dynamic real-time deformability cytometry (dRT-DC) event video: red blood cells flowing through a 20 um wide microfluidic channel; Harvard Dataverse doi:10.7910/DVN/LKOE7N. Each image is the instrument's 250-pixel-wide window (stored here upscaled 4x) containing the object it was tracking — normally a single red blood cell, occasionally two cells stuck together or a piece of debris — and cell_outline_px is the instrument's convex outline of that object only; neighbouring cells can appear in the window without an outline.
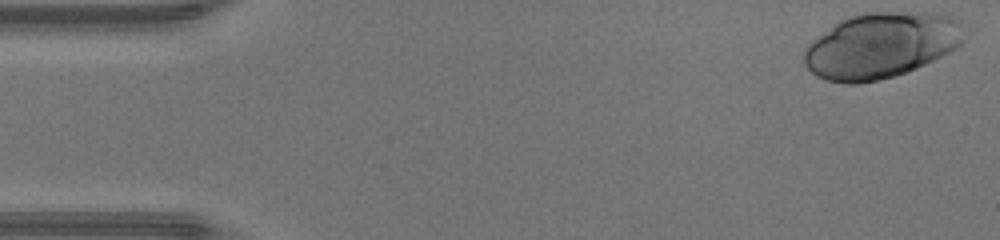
{"species": "human", "species_latin": "Homo sapiens", "temperature_condition": "warm", "stored_images_in_passage": 45, "camera_frame_rate_fps": 3000, "um_per_image_px": 0.085, "donor": {"sex": "male"}, "frame": {"image": 1, "passage_image": 1, "time_ms": 0.0, "image_size_px": [1000, 240], "cell_outline_px": [[960, 44], [956, 48], [916, 68], [892, 76], [860, 84], [844, 84], [828, 80], [816, 76], [804, 64], [804, 48], [816, 36], [840, 20], [848, 16], [864, 12], [928, 12], [952, 16], [960, 20]], "centroid_in_image_um": [74.82, 3.85], "position_along_channel_um": 10.2, "area_um2": 60.92}}
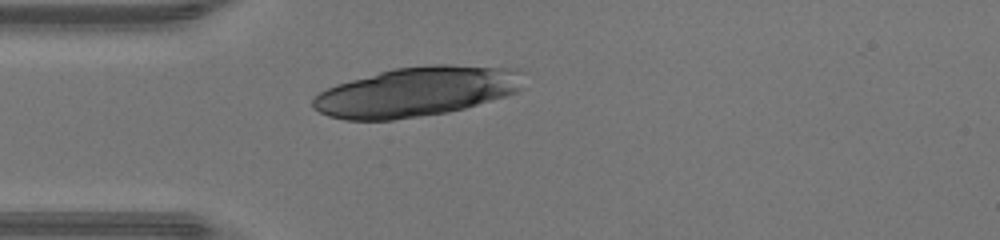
{"frame": {"image": 2, "passage_image": 12, "time_ms": 3.667, "image_size_px": [1000, 240], "cell_outline_px": [[520, 88], [516, 92], [504, 96], [464, 108], [448, 112], [392, 120], [344, 120], [328, 116], [312, 108], [312, 100], [320, 92], [336, 84], [392, 68], [432, 64], [448, 64], [516, 68], [520, 72]], "centroid_in_image_um": [35.36, 7.79], "position_along_channel_um": 49.6, "area_um2": 60.69}}